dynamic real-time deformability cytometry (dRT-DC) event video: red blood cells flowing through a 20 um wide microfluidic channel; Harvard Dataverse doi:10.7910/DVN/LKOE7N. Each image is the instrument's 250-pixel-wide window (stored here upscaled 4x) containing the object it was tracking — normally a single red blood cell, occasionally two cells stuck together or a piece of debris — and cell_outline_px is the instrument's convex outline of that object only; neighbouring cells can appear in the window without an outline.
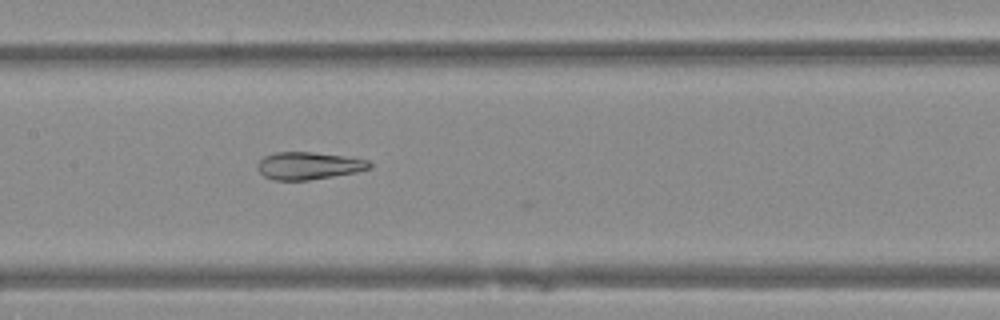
{"species": "Egyptian fruit bat (a non-hibernating species)", "species_latin": "Rousettus aegyptiacus", "temperature_condition": "warm", "stored_images_in_passage": 44, "camera_frame_rate_fps": 3000, "um_per_image_px": 0.085, "animal": {"sex": "female"}, "frame": {"image": 1, "passage_image": 24, "time_ms": 7.667, "image_size_px": [1000, 320], "cell_outline_px": [[372, 168], [356, 172], [308, 180], [272, 180], [264, 176], [260, 172], [256, 164], [264, 156], [276, 152], [312, 152], [344, 156], [368, 160], [372, 164]], "centroid_in_image_um": [26.23, 14.08], "position_along_channel_um": 181.2, "area_um2": 17.86}}
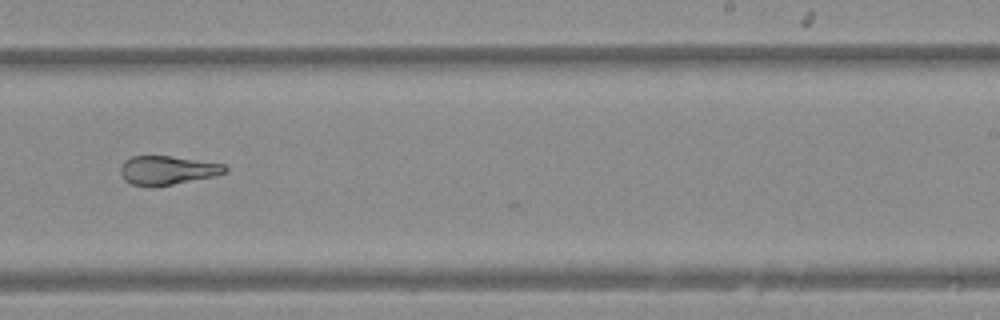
{"frame": {"image": 2, "passage_image": 31, "time_ms": 10.0, "image_size_px": [1000, 320], "cell_outline_px": [[228, 172], [212, 176], [172, 184], [132, 184], [124, 180], [120, 172], [120, 168], [124, 160], [132, 156], [172, 156], [224, 164], [228, 168]], "centroid_in_image_um": [14.24, 14.43], "position_along_channel_um": 274.8, "area_um2": 17.05}}
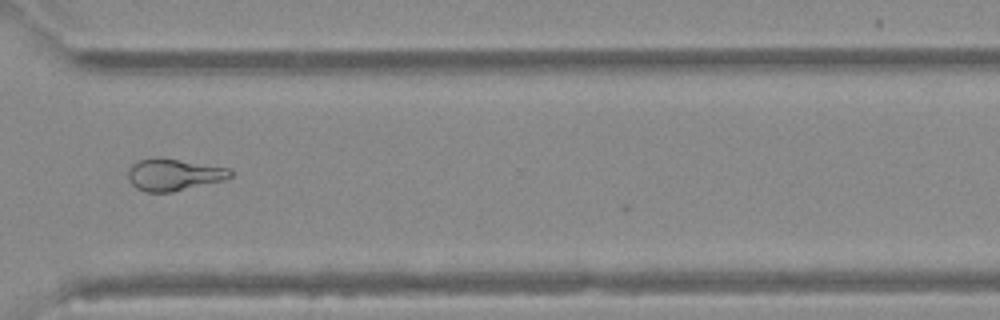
{"frame": {"image": 3, "passage_image": 37, "time_ms": 12.0, "image_size_px": [1000, 320], "cell_outline_px": [[232, 176], [224, 180], [172, 192], [148, 192], [136, 188], [128, 180], [128, 168], [132, 164], [140, 160], [152, 156], [160, 156], [228, 168], [232, 172]], "centroid_in_image_um": [14.73, 14.82], "position_along_channel_um": 355.9, "area_um2": 19.19}}